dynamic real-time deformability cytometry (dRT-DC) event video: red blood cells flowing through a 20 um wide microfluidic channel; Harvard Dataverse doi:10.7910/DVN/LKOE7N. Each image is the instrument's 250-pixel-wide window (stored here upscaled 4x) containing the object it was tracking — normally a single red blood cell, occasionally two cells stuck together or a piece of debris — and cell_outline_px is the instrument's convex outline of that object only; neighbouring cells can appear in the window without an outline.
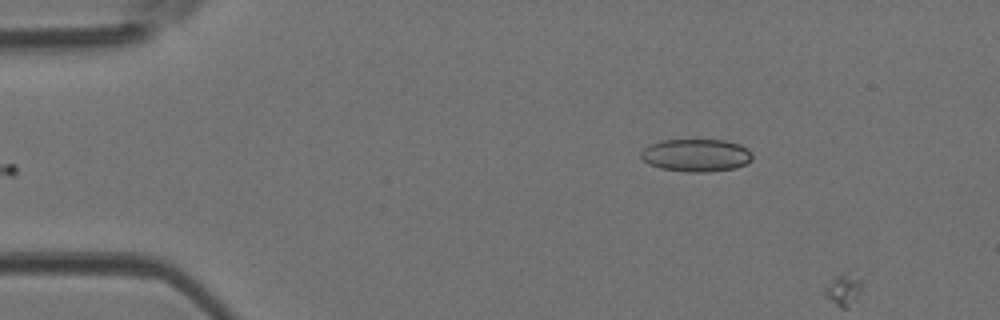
{"species": "Egyptian fruit bat (a non-hibernating species)", "species_latin": "Rousettus aegyptiacus", "temperature_condition": "room temperature", "stored_images_in_passage": 2, "camera_frame_rate_fps": 3000, "um_per_image_px": 0.085, "animal": {"sex": "female"}, "frame": {"image": 1, "passage_image": 1, "time_ms": 0.0, "image_size_px": [1000, 320], "cell_outline_px": [[752, 160], [736, 168], [708, 172], [688, 172], [660, 168], [648, 164], [640, 156], [640, 152], [648, 144], [660, 140], [724, 140], [740, 144], [748, 148], [752, 152]], "centroid_in_image_um": [59.17, 13.19], "position_along_channel_um": 25.8, "area_um2": 21.44}}